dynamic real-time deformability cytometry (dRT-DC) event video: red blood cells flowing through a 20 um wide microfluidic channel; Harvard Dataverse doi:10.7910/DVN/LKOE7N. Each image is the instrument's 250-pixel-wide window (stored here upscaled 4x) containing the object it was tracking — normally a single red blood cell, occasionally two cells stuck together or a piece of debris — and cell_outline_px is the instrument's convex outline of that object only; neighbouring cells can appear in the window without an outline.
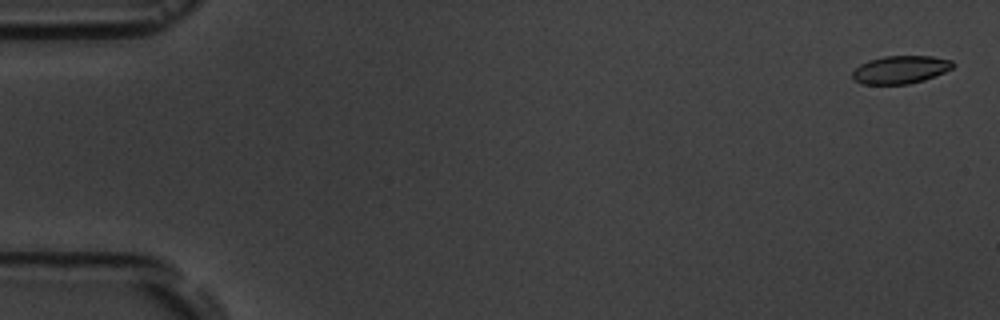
{"species": "common noctule bat (a hibernating species)", "species_latin": "Nyctalus noctula", "temperature_condition": "room temperature", "stored_images_in_passage": 5, "camera_frame_rate_fps": 3000, "um_per_image_px": 0.085, "animal": {"sex": "male", "body_mass_g": 19.5, "forearm_length_mm": 54.6}, "frame": {"image": 1, "passage_image": 1, "time_ms": 0.0, "image_size_px": [1000, 320], "cell_outline_px": [[956, 64], [952, 68], [944, 72], [924, 80], [908, 84], [860, 84], [852, 76], [852, 72], [860, 64], [868, 60], [884, 56], [932, 56], [952, 60]], "centroid_in_image_um": [76.55, 5.91], "position_along_channel_um": 8.5, "area_um2": 16.36}}
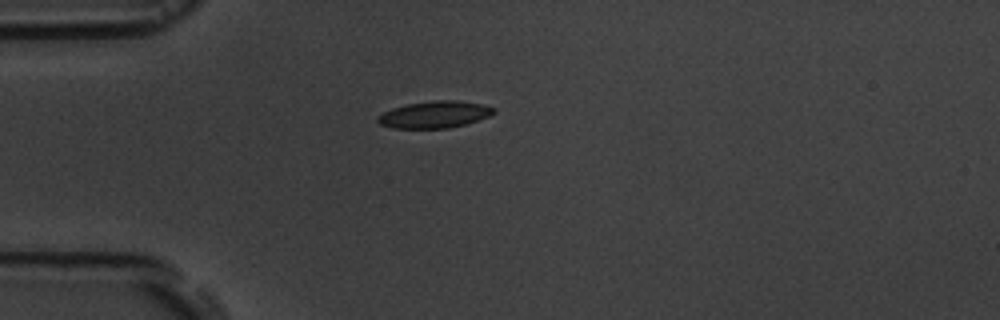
{"frame": {"image": 2, "passage_image": 5, "time_ms": 4.667, "image_size_px": [1000, 320], "cell_outline_px": [[496, 112], [488, 116], [464, 124], [448, 128], [392, 128], [380, 124], [376, 120], [376, 116], [392, 108], [408, 104], [432, 100], [456, 100], [480, 104], [496, 108]], "centroid_in_image_um": [36.9, 9.73], "position_along_channel_um": 48.1, "area_um2": 18.03}}